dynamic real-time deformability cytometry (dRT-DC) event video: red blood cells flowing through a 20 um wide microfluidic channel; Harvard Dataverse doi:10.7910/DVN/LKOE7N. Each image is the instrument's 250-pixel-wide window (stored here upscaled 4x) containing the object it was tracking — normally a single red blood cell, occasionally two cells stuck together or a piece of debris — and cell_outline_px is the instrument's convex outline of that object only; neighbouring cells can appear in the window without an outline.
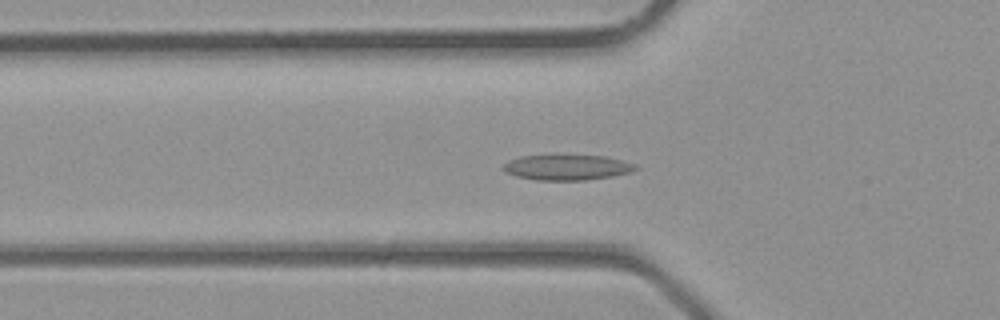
{"species": "common noctule bat (a hibernating species)", "species_latin": "Nyctalus noctula", "temperature_condition": "room temperature", "stored_images_in_passage": 30, "camera_frame_rate_fps": 3000, "um_per_image_px": 0.085, "animal": {"sex": "male", "body_mass_g": 23.1, "forearm_length_mm": 52.7}, "frame": {"image": 1, "passage_image": 4, "time_ms": 1.0, "image_size_px": [1000, 320], "cell_outline_px": [[640, 168], [632, 172], [612, 176], [584, 180], [536, 180], [516, 176], [504, 172], [500, 168], [508, 160], [520, 156], [604, 156], [636, 164]], "centroid_in_image_um": [48.18, 14.24], "position_along_channel_um": 77.6, "area_um2": 19.48}}
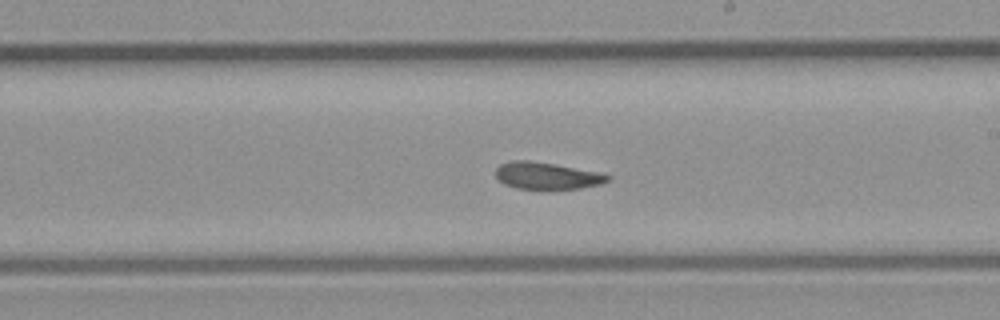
{"frame": {"image": 2, "passage_image": 13, "time_ms": 4.0, "image_size_px": [1000, 320], "cell_outline_px": [[612, 176], [608, 180], [600, 184], [580, 188], [516, 188], [504, 184], [496, 176], [496, 168], [500, 164], [512, 160], [528, 160], [552, 164], [596, 172]], "centroid_in_image_um": [46.43, 14.93], "position_along_channel_um": 242.6, "area_um2": 17.05}}
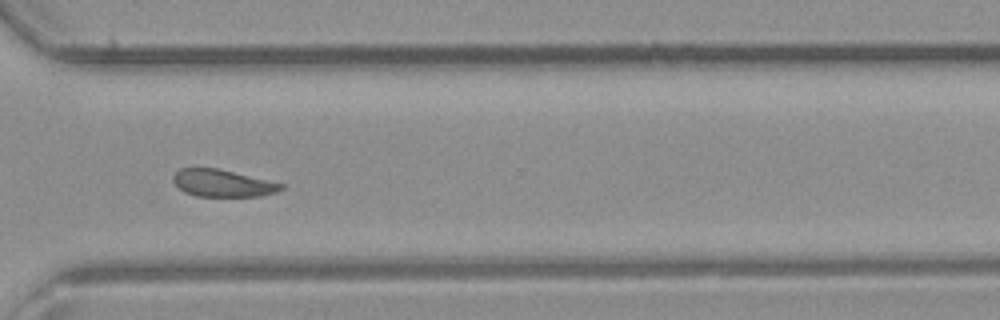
{"frame": {"image": 3, "passage_image": 19, "time_ms": 6.0, "image_size_px": [1000, 320], "cell_outline_px": [[284, 188], [276, 192], [260, 196], [196, 196], [184, 192], [172, 180], [172, 176], [180, 168], [216, 168], [268, 180], [284, 184]], "centroid_in_image_um": [18.91, 15.57], "position_along_channel_um": 351.7, "area_um2": 16.94}}